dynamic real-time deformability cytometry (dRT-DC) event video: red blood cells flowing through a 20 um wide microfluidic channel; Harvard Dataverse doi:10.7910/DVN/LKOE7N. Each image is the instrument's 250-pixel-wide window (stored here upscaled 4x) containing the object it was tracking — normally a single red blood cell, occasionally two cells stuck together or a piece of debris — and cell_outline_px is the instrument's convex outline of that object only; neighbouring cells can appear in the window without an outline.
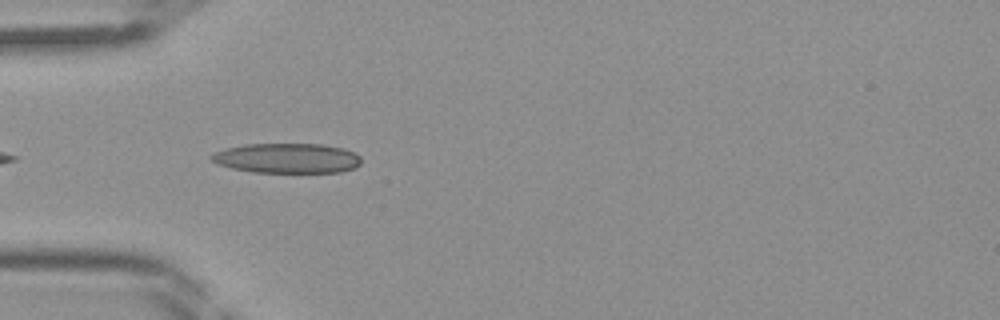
{"species": "Egyptian fruit bat (a non-hibernating species)", "species_latin": "Rousettus aegyptiacus", "temperature_condition": "room temperature", "stored_images_in_passage": 5, "camera_frame_rate_fps": 3000, "um_per_image_px": 0.085, "frame": {"image": 1, "passage_image": 2, "time_ms": 0.333, "image_size_px": [1000, 320], "cell_outline_px": [[360, 164], [356, 168], [340, 172], [252, 172], [232, 168], [220, 164], [212, 160], [208, 156], [212, 152], [244, 144], [324, 144], [344, 148], [360, 156]], "centroid_in_image_um": [24.41, 13.44], "position_along_channel_um": 60.6, "area_um2": 26.13}}